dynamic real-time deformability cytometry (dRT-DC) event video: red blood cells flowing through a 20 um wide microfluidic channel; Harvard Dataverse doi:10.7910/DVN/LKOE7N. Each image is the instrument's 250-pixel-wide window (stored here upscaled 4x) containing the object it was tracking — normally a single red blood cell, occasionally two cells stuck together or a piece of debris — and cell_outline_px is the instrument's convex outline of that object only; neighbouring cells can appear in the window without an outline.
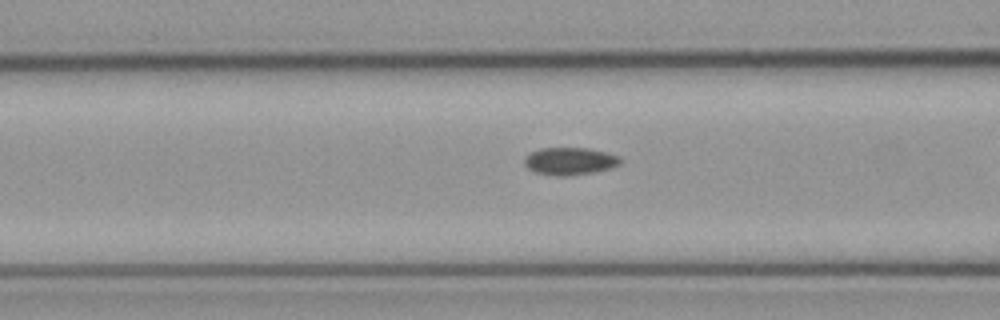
{"species": "common noctule bat (a hibernating species)", "species_latin": "Nyctalus noctula", "temperature_condition": "cold", "stored_images_in_passage": 20, "camera_frame_rate_fps": 3000, "um_per_image_px": 0.085, "animal": {"sex": "male", "body_mass_g": 23.1, "forearm_length_mm": 52.7}, "frame": {"image": 1, "passage_image": 6, "time_ms": 1.667, "image_size_px": [1000, 320], "cell_outline_px": [[624, 160], [620, 164], [608, 168], [592, 172], [564, 176], [560, 176], [536, 172], [528, 168], [524, 164], [524, 156], [540, 148], [588, 148], [608, 152], [620, 156]], "centroid_in_image_um": [48.46, 13.68], "position_along_channel_um": 118.1, "area_um2": 15.32}}
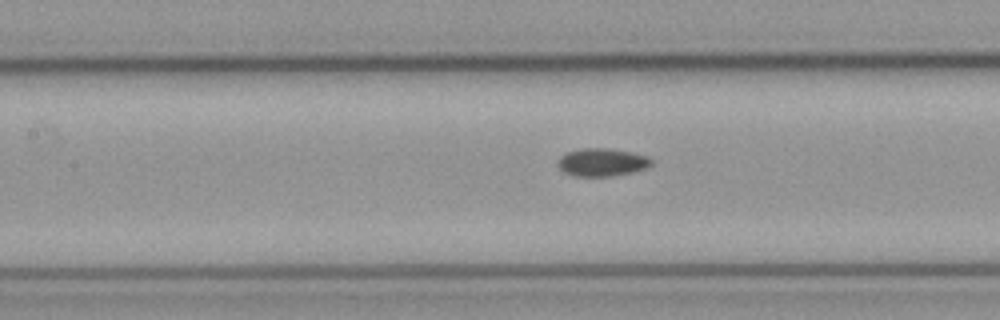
{"frame": {"image": 2, "passage_image": 9, "time_ms": 2.667, "image_size_px": [1000, 320], "cell_outline_px": [[652, 164], [644, 168], [632, 172], [612, 176], [572, 176], [564, 172], [556, 164], [556, 160], [560, 156], [568, 152], [580, 148], [608, 148], [632, 152], [648, 156], [652, 160]], "centroid_in_image_um": [51.13, 13.78], "position_along_channel_um": 156.3, "area_um2": 15.32}}